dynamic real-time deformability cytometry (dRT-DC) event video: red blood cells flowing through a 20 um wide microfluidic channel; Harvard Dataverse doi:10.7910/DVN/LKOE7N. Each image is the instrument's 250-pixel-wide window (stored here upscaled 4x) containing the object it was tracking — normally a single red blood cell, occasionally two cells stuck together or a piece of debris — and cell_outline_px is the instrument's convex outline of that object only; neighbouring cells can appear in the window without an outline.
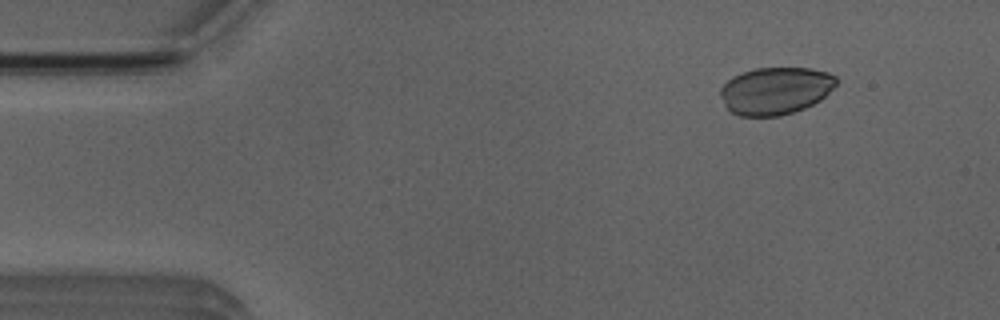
{"species": "Egyptian fruit bat (a non-hibernating species)", "species_latin": "Rousettus aegyptiacus", "temperature_condition": "room temperature", "stored_images_in_passage": 5, "camera_frame_rate_fps": 3000, "um_per_image_px": 0.085, "animal": {"sex": "male"}, "frame": {"image": 1, "passage_image": 1, "time_ms": 0.0, "image_size_px": [1000, 320], "cell_outline_px": [[836, 84], [820, 100], [804, 108], [780, 116], [740, 116], [732, 112], [724, 104], [720, 96], [720, 88], [732, 76], [756, 68], [812, 68], [828, 72], [836, 76]], "centroid_in_image_um": [65.9, 7.7], "position_along_channel_um": 19.1, "area_um2": 31.85}}
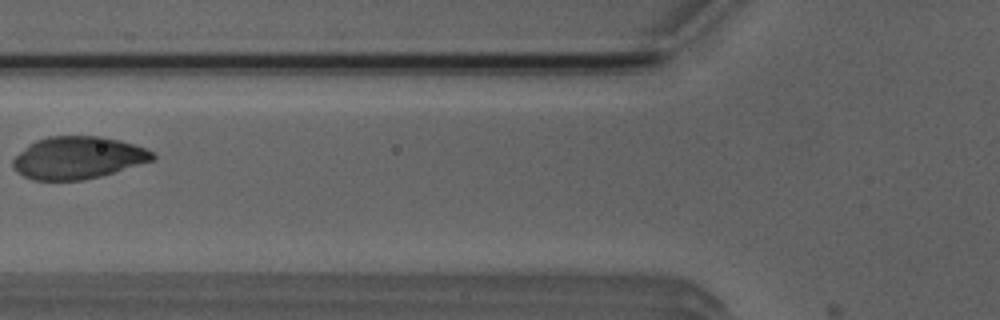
{"frame": {"image": 2, "passage_image": 5, "time_ms": 4.667, "image_size_px": [1000, 320], "cell_outline_px": [[156, 156], [152, 160], [100, 176], [84, 180], [32, 180], [16, 172], [12, 164], [12, 160], [28, 144], [36, 140], [48, 136], [100, 136], [120, 140], [148, 148]], "centroid_in_image_um": [6.6, 13.4], "position_along_channel_um": 119.2, "area_um2": 34.39}}